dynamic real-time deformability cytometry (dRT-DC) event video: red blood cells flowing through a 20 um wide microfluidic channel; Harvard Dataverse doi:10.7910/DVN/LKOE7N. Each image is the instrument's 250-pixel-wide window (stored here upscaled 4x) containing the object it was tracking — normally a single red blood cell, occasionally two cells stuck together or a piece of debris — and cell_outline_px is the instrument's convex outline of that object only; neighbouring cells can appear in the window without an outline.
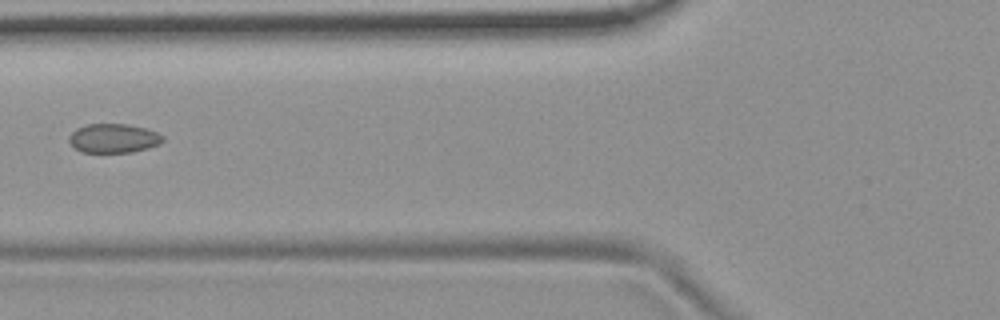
{"species": "common noctule bat (a hibernating species)", "species_latin": "Nyctalus noctula", "temperature_condition": "room temperature", "stored_images_in_passage": 7, "camera_frame_rate_fps": 3000, "um_per_image_px": 0.085, "animal": {"sex": "female", "body_mass_g": 19.9}, "frame": {"image": 1, "passage_image": 7, "time_ms": 2.0, "image_size_px": [1000, 320], "cell_outline_px": [[164, 140], [160, 144], [148, 148], [132, 152], [80, 152], [68, 140], [68, 136], [76, 128], [88, 124], [128, 124], [144, 128], [156, 132], [164, 136]], "centroid_in_image_um": [9.65, 11.75], "position_along_channel_um": 116.1, "area_um2": 15.9}}